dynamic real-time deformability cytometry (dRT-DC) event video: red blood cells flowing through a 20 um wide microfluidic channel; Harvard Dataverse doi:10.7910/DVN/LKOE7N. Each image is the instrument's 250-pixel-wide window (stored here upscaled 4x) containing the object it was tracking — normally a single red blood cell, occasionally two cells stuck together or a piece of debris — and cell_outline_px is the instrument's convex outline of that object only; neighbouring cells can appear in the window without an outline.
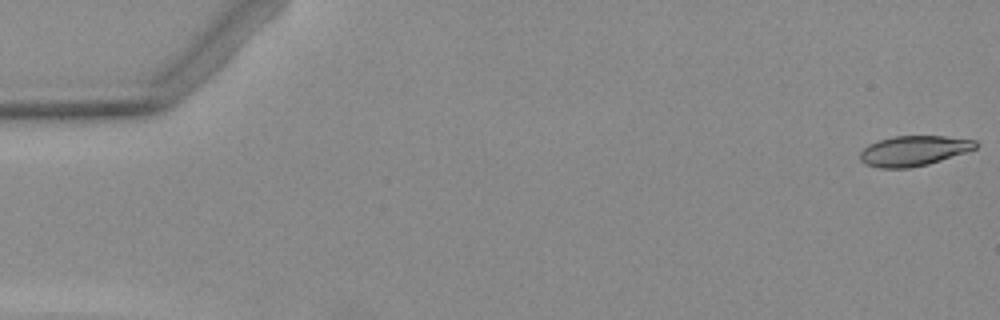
{"species": "Egyptian fruit bat (a non-hibernating species)", "species_latin": "Rousettus aegyptiacus", "temperature_condition": "warm", "stored_images_in_passage": 5, "camera_frame_rate_fps": 3000, "um_per_image_px": 0.085, "animal": {"sex": "female"}, "frame": {"image": 1, "passage_image": 1, "time_ms": 0.0, "image_size_px": [1000, 320], "cell_outline_px": [[980, 144], [976, 148], [928, 164], [908, 168], [880, 168], [864, 164], [860, 160], [860, 152], [868, 144], [892, 136], [944, 136], [976, 140]], "centroid_in_image_um": [77.64, 12.81], "position_along_channel_um": 7.4, "area_um2": 20.23}}